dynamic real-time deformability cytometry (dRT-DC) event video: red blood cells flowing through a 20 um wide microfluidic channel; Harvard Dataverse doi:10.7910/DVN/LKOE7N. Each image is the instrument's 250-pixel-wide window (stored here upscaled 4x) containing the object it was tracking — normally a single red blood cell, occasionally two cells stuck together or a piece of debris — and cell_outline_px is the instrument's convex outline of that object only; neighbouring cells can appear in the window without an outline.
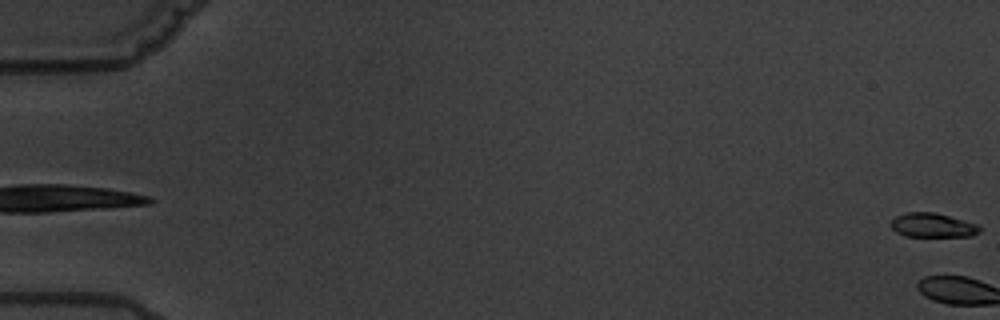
{"species": "common noctule bat (a hibernating species)", "species_latin": "Nyctalus noctula", "temperature_condition": "warm", "stored_images_in_passage": 6, "segment_of_instrument_passage": [2, 2], "camera_frame_rate_fps": 3000, "um_per_image_px": 0.085, "animal": {"sex": "male", "body_mass_g": 19.5, "forearm_length_mm": 54.6}, "frame": {"image": 1, "passage_image": 6, "time_ms": 6.0, "image_size_px": [1000, 320], "cell_outline_px": [[980, 232], [972, 236], [904, 236], [896, 232], [888, 224], [896, 216], [908, 212], [936, 212], [980, 224]], "centroid_in_image_um": [79.29, 19.14], "position_along_channel_um": 5.7, "area_um2": 12.72}}